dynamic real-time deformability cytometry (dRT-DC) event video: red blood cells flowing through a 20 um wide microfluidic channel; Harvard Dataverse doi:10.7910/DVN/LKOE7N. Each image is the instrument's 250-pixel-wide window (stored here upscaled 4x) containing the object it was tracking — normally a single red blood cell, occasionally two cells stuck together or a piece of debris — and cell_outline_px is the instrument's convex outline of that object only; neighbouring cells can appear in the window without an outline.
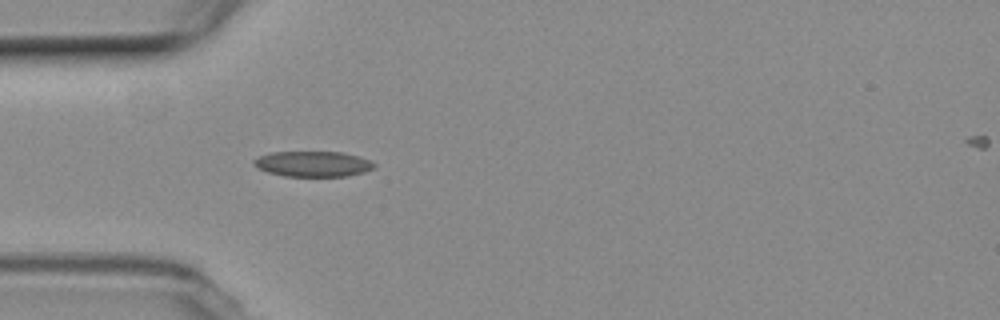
{"species": "common noctule bat (a hibernating species)", "species_latin": "Nyctalus noctula", "temperature_condition": "room temperature", "stored_images_in_passage": 39, "camera_frame_rate_fps": 3000, "um_per_image_px": 0.085, "animal": {"sex": "female", "body_mass_g": 19.3, "forearm_length_mm": 54.1}, "frame": {"image": 1, "passage_image": 1, "time_ms": 0.0, "image_size_px": [1000, 320], "cell_outline_px": [[376, 164], [372, 168], [364, 172], [348, 176], [284, 176], [268, 172], [252, 164], [252, 160], [260, 156], [272, 152], [344, 152], [372, 160]], "centroid_in_image_um": [26.62, 13.93], "position_along_channel_um": 58.4, "area_um2": 17.86}}
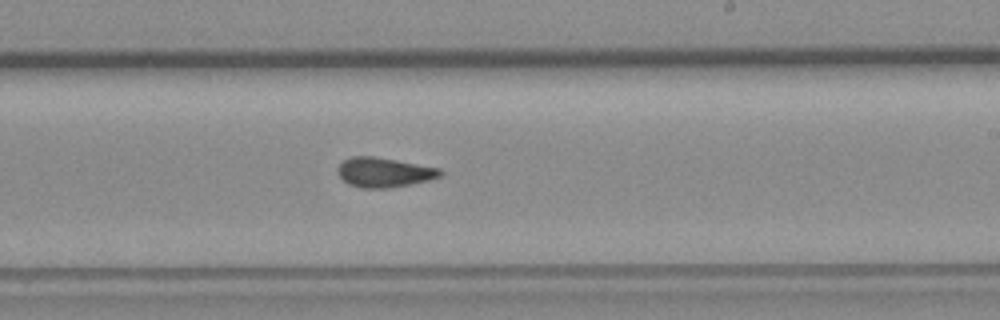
{"frame": {"image": 2, "passage_image": 17, "time_ms": 5.333, "image_size_px": [1000, 320], "cell_outline_px": [[444, 172], [440, 176], [428, 180], [388, 188], [360, 188], [348, 184], [336, 172], [336, 168], [344, 160], [352, 156], [372, 156], [396, 160], [440, 168]], "centroid_in_image_um": [32.61, 14.65], "position_along_channel_um": 256.4, "area_um2": 17.63}}
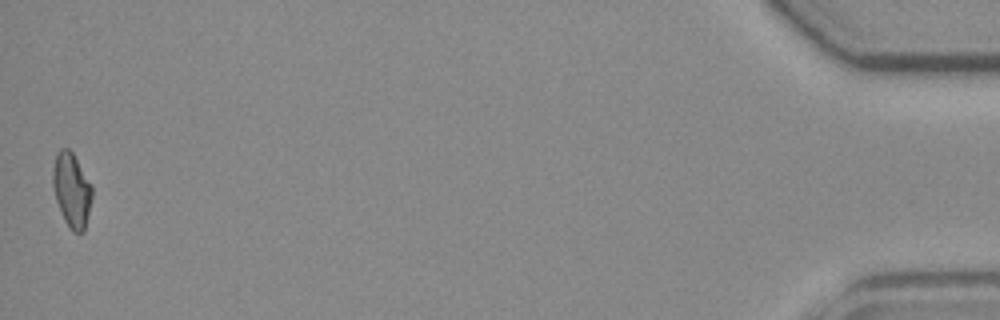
{"frame": {"image": 3, "passage_image": 39, "time_ms": 12.667, "image_size_px": [1000, 320], "cell_outline_px": [[92, 196], [84, 232], [72, 232], [64, 220], [56, 200], [52, 188], [52, 168], [56, 152], [60, 148], [68, 148], [72, 152], [92, 184]], "centroid_in_image_um": [6.07, 16.13], "position_along_channel_um": 429.1, "area_um2": 17.17}, "authors_computed_cell_mechanics": {"area_um2": 17.2244, "velocity_mm_per_s": 3.7536, "shape_relaxation_time_tau1_ms": null, "shape_relaxation_time_tau2_ms": 2.3238, "deformation_change_tau1": null, "deformation_change_tau2": 0.0792}}